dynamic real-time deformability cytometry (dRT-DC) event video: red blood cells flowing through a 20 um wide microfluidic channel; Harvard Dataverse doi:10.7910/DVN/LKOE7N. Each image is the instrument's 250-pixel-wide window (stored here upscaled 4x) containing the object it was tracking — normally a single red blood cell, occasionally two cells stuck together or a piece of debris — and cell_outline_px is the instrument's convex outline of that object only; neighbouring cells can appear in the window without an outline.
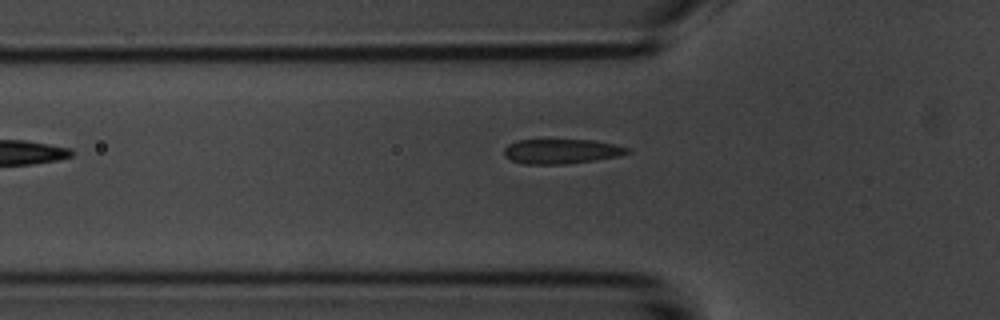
{"species": "common noctule bat (a hibernating species)", "species_latin": "Nyctalus noctula", "temperature_condition": "room temperature", "stored_images_in_passage": 4, "camera_frame_rate_fps": 3000, "um_per_image_px": 0.085, "animal": {"sex": "male", "body_mass_g": 20.1, "forearm_length_mm": 53.5}, "frame": {"image": 1, "passage_image": 4, "time_ms": 3.667, "image_size_px": [1000, 320], "cell_outline_px": [[632, 152], [620, 156], [564, 164], [524, 164], [512, 160], [504, 156], [504, 148], [508, 144], [516, 140], [592, 140], [632, 148]], "centroid_in_image_um": [47.73, 12.86], "position_along_channel_um": 78.1, "area_um2": 17.74}}